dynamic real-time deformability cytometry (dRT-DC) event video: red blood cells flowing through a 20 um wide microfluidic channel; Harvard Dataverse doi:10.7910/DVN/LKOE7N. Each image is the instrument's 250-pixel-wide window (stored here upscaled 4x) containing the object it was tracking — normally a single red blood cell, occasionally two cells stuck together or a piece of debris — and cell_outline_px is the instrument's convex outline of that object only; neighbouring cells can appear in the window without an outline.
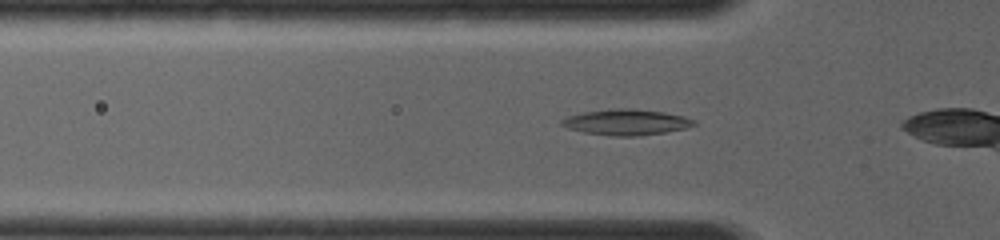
{"species": "common noctule bat (a hibernating species)", "species_latin": "Nyctalus noctula", "temperature_condition": "room temperature", "stored_images_in_passage": 33, "camera_frame_rate_fps": 4000, "um_per_image_px": 0.085, "animal": {"sex": "female", "body_mass_g": 19.0, "forearm_length_mm": 56.7}, "frame": {"image": 1, "passage_image": 5, "time_ms": 1.0, "image_size_px": [1000, 240], "cell_outline_px": [[696, 124], [688, 128], [640, 136], [612, 136], [584, 132], [568, 128], [560, 124], [560, 120], [568, 116], [584, 112], [620, 108], [628, 108], [664, 112], [684, 116], [696, 120]], "centroid_in_image_um": [53.26, 10.39], "position_along_channel_um": 72.5, "area_um2": 19.83}}
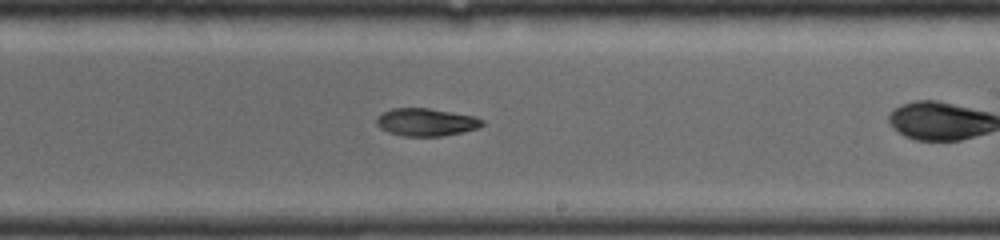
{"frame": {"image": 2, "passage_image": 20, "time_ms": 4.75, "image_size_px": [1000, 240], "cell_outline_px": [[484, 124], [480, 128], [464, 132], [440, 136], [404, 136], [388, 132], [380, 128], [376, 124], [376, 116], [392, 108], [428, 108], [476, 116], [484, 120]], "centroid_in_image_um": [36.24, 10.38], "position_along_channel_um": 252.8, "area_um2": 17.22}}
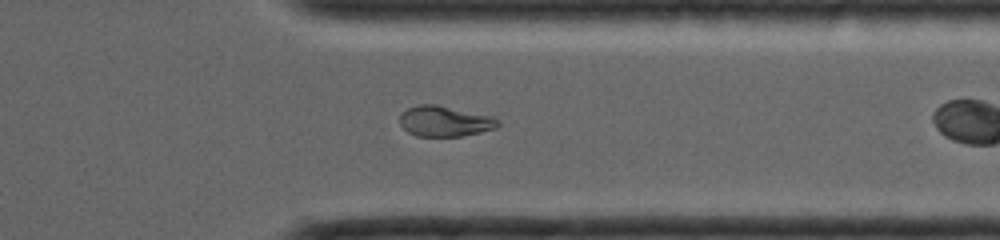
{"frame": {"image": 3, "passage_image": 30, "time_ms": 7.25, "image_size_px": [1000, 240], "cell_outline_px": [[500, 124], [496, 128], [480, 132], [460, 136], [416, 136], [408, 132], [400, 124], [400, 112], [408, 108], [420, 104], [436, 104], [492, 116], [500, 120]], "centroid_in_image_um": [37.8, 10.3], "position_along_channel_um": 373.6, "area_um2": 17.51}}